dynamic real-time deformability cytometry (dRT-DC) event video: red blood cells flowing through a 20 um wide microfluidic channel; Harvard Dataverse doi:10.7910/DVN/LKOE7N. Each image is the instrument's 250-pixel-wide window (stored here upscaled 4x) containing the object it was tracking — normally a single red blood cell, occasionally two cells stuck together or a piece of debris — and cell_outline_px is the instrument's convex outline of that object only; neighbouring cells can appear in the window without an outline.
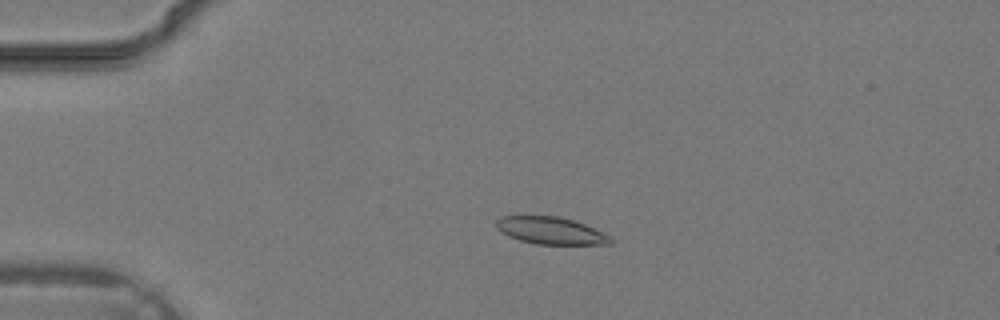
{"species": "common noctule bat (a hibernating species)", "species_latin": "Nyctalus noctula", "temperature_condition": "warm", "stored_images_in_passage": 35, "camera_frame_rate_fps": 3000, "um_per_image_px": 0.085, "animal": {"sex": "male", "body_mass_g": 19.2, "forearm_length_mm": 51.8}, "frame": {"image": 1, "passage_image": 8, "time_ms": 2.333, "image_size_px": [1000, 320], "cell_outline_px": [[612, 244], [536, 244], [520, 240], [508, 236], [500, 232], [496, 228], [496, 220], [500, 216], [560, 216], [584, 224], [612, 236]], "centroid_in_image_um": [46.8, 19.6], "position_along_channel_um": 38.2, "area_um2": 18.15}}
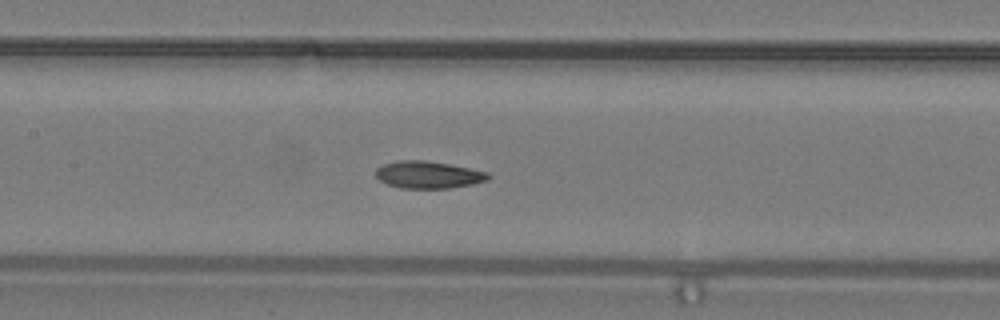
{"frame": {"image": 2, "passage_image": 17, "time_ms": 5.333, "image_size_px": [1000, 320], "cell_outline_px": [[492, 176], [488, 180], [472, 184], [448, 188], [400, 188], [388, 184], [380, 180], [376, 176], [376, 168], [384, 164], [400, 160], [424, 160], [448, 164], [488, 172]], "centroid_in_image_um": [36.41, 14.85], "position_along_channel_um": 171.0, "area_um2": 17.69}}
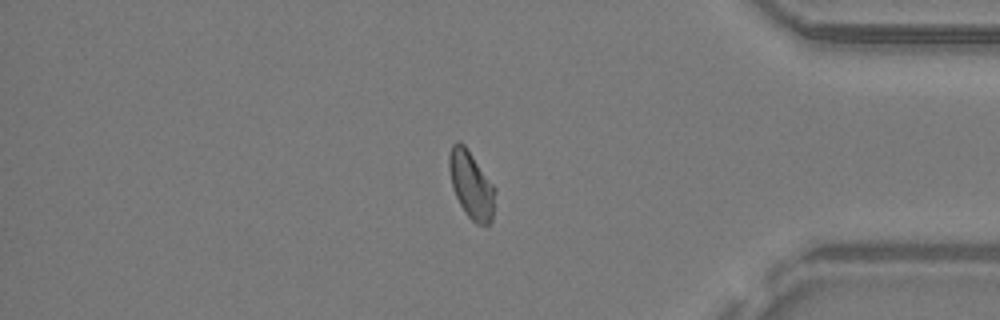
{"frame": {"image": 3, "passage_image": 30, "time_ms": 9.667, "image_size_px": [1000, 320], "cell_outline_px": [[496, 192], [492, 220], [488, 224], [476, 224], [468, 216], [460, 204], [452, 188], [448, 168], [448, 156], [452, 144], [456, 140], [460, 140], [464, 144], [496, 188]], "centroid_in_image_um": [40.04, 15.68], "position_along_channel_um": 395.2, "area_um2": 18.15}}